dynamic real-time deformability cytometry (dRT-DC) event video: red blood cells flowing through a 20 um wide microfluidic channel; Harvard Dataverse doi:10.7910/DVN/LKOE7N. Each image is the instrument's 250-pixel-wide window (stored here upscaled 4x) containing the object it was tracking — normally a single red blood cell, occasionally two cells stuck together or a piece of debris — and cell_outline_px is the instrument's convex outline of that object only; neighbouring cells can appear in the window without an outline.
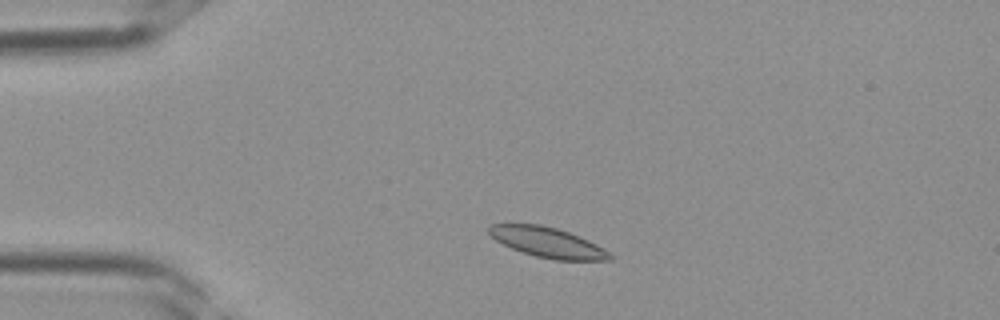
{"species": "Egyptian fruit bat (a non-hibernating species)", "species_latin": "Rousettus aegyptiacus", "temperature_condition": "room temperature", "stored_images_in_passage": 31, "camera_frame_rate_fps": 3000, "um_per_image_px": 0.085, "frame": {"image": 1, "passage_image": 2, "time_ms": 0.333, "image_size_px": [1000, 320], "cell_outline_px": [[612, 260], [556, 260], [536, 256], [512, 248], [496, 240], [488, 232], [488, 228], [492, 224], [540, 224], [556, 228], [580, 236], [596, 244], [608, 252], [612, 256]], "centroid_in_image_um": [46.55, 20.6], "position_along_channel_um": 38.4, "area_um2": 20.87}}
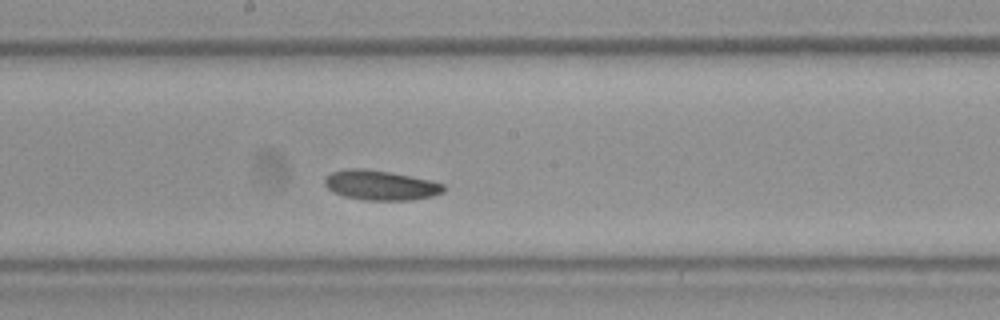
{"frame": {"image": 2, "passage_image": 14, "time_ms": 4.333, "image_size_px": [1000, 320], "cell_outline_px": [[444, 192], [432, 196], [412, 200], [364, 200], [344, 196], [332, 192], [324, 184], [324, 180], [332, 172], [348, 168], [364, 168], [388, 172], [428, 180], [444, 184]], "centroid_in_image_um": [32.32, 15.75], "position_along_channel_um": 215.9, "area_um2": 20.46}}
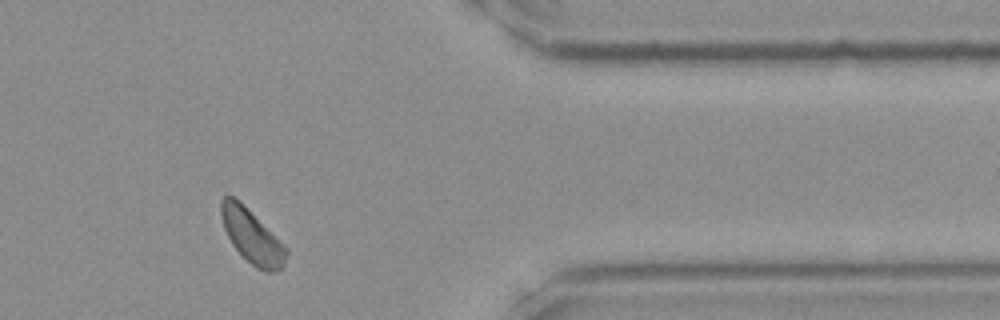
{"frame": {"image": 3, "passage_image": 25, "time_ms": 8.0, "image_size_px": [1000, 320], "cell_outline_px": [[288, 252], [284, 264], [280, 268], [272, 272], [268, 272], [256, 268], [232, 244], [224, 228], [220, 212], [220, 200], [224, 196], [232, 196], [288, 248]], "centroid_in_image_um": [21.41, 20.12], "position_along_channel_um": 390.0, "area_um2": 19.54}}